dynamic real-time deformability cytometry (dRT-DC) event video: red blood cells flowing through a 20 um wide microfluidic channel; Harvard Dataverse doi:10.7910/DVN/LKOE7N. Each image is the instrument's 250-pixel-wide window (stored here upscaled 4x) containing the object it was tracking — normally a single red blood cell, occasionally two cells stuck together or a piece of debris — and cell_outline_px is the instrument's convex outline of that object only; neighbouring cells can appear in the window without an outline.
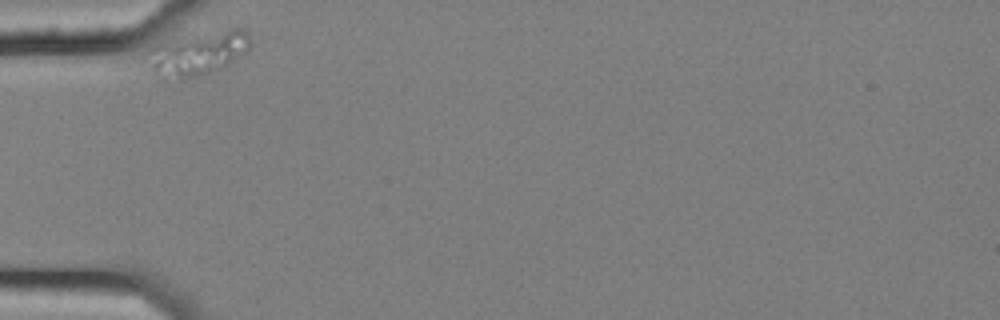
{"species": "common noctule bat (a hibernating species)", "species_latin": "Nyctalus noctula", "temperature_condition": "cold", "stored_images_in_passage": 2, "camera_frame_rate_fps": 3000, "um_per_image_px": 0.085, "animal": {"sex": "female", "body_mass_g": 25.1}, "frame": {"image": 1, "passage_image": 1, "time_ms": 0.0, "image_size_px": [1000, 320], "cell_outline_px": [[252, 44], [248, 52], [220, 68], [196, 76], [180, 80], [176, 80], [152, 68], [148, 52], [152, 48], [232, 28], [240, 28], [248, 32]], "centroid_in_image_um": [17.01, 4.56], "position_along_channel_um": 68.0, "area_um2": 24.04}}